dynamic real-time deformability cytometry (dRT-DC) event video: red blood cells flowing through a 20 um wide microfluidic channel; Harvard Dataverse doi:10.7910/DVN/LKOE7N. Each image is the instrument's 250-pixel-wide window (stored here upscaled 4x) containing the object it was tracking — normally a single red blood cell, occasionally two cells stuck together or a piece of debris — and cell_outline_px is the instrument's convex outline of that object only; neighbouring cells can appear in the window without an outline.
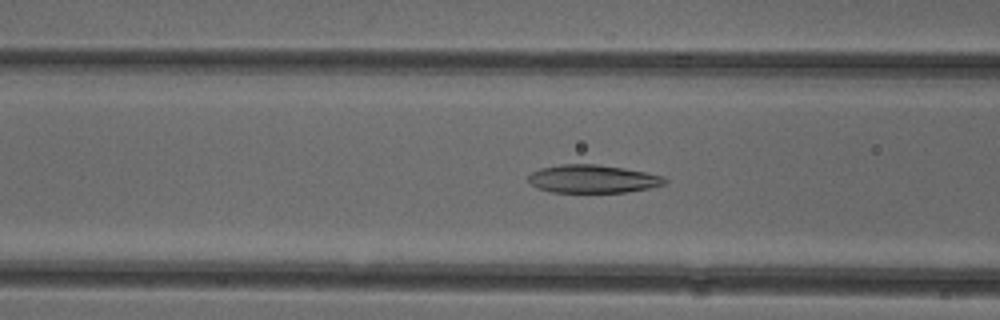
{"species": "common noctule bat (a hibernating species)", "species_latin": "Nyctalus noctula", "temperature_condition": "cold", "stored_images_in_passage": 52, "camera_frame_rate_fps": 3000, "um_per_image_px": 0.085, "animal": {"sex": "female"}, "frame": {"image": 1, "passage_image": 20, "time_ms": 6.333, "image_size_px": [1000, 320], "cell_outline_px": [[668, 180], [664, 184], [648, 188], [624, 192], [552, 192], [536, 188], [528, 180], [528, 176], [532, 172], [540, 168], [560, 164], [596, 164], [624, 168], [664, 176]], "centroid_in_image_um": [50.36, 15.2], "position_along_channel_um": 116.2, "area_um2": 22.25}}
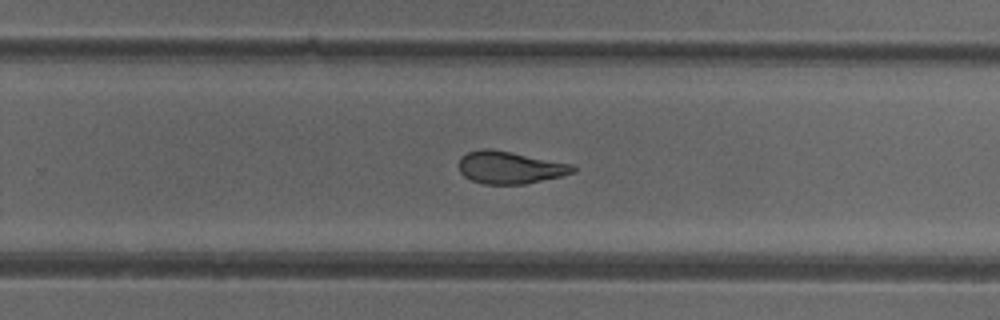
{"frame": {"image": 2, "passage_image": 33, "time_ms": 10.667, "image_size_px": [1000, 320], "cell_outline_px": [[576, 172], [560, 176], [524, 184], [484, 184], [472, 180], [464, 176], [460, 172], [460, 156], [468, 152], [480, 148], [492, 148], [572, 164], [576, 168]], "centroid_in_image_um": [43.33, 14.22], "position_along_channel_um": 286.5, "area_um2": 21.5}}
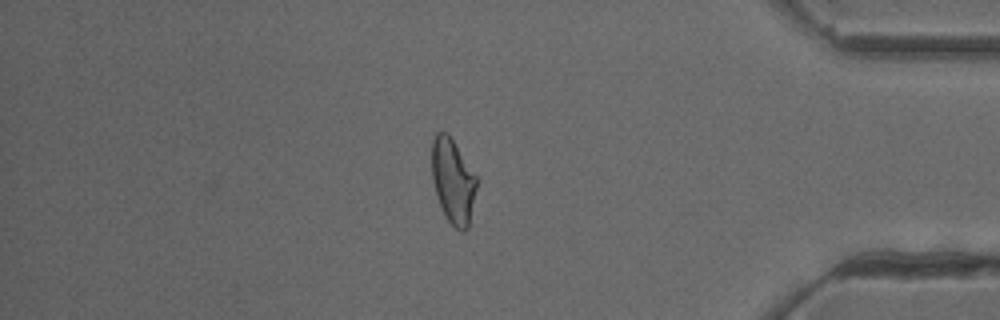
{"frame": {"image": 3, "passage_image": 44, "time_ms": 14.333, "image_size_px": [1000, 320], "cell_outline_px": [[480, 180], [468, 228], [464, 232], [460, 232], [444, 216], [432, 180], [432, 140], [436, 132], [448, 132]], "centroid_in_image_um": [38.54, 15.39], "position_along_channel_um": 396.7, "area_um2": 22.66}, "authors_computed_cell_mechanics": {"area_um2": 23.2067, "velocity_mm_per_s": 3.9318, "shape_relaxation_time_tau1_ms": null, "shape_relaxation_time_tau2_ms": 2.6072, "deformation_change_tau1": null, "deformation_change_tau2": 0.1053}}